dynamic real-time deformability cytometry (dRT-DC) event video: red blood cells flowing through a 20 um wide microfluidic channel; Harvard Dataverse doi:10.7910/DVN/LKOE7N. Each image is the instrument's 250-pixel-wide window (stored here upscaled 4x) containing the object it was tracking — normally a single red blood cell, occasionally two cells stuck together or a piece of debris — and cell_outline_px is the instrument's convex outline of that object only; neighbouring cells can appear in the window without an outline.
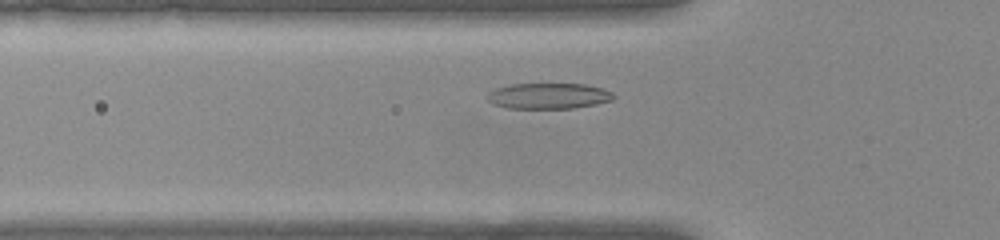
{"species": "common noctule bat (a hibernating species)", "species_latin": "Nyctalus noctula", "temperature_condition": "warm", "stored_images_in_passage": 37, "camera_frame_rate_fps": 3000, "um_per_image_px": 0.085, "animal": {"sex": "female", "body_mass_g": 22.0, "forearm_length_mm": 56.7}, "frame": {"image": 1, "passage_image": 7, "time_ms": 2.0, "image_size_px": [1000, 240], "cell_outline_px": [[616, 96], [612, 100], [596, 104], [572, 108], [504, 108], [492, 104], [484, 96], [488, 92], [496, 88], [508, 84], [584, 84], [600, 88], [612, 92]], "centroid_in_image_um": [46.56, 8.15], "position_along_channel_um": 79.2, "area_um2": 19.07}}
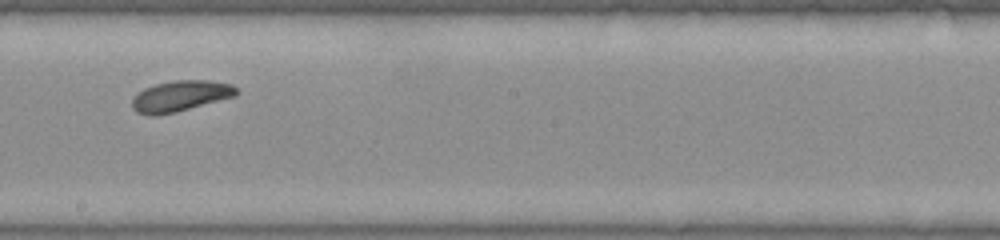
{"frame": {"image": 2, "passage_image": 19, "time_ms": 6.0, "image_size_px": [1000, 240], "cell_outline_px": [[240, 92], [236, 96], [176, 112], [156, 116], [148, 116], [136, 112], [132, 108], [132, 96], [136, 92], [144, 88], [156, 84], [176, 80], [208, 80], [232, 84]], "centroid_in_image_um": [15.31, 8.17], "position_along_channel_um": 232.9, "area_um2": 19.02}}
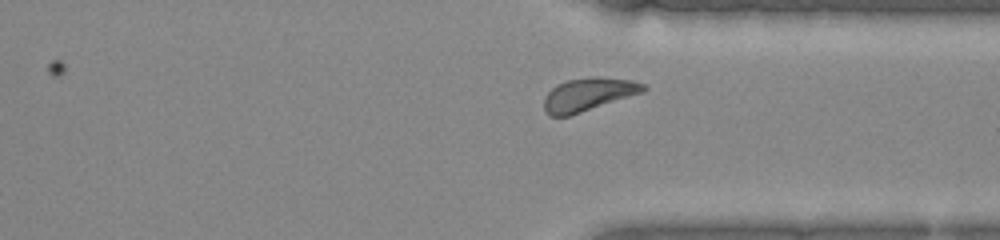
{"frame": {"image": 3, "passage_image": 29, "time_ms": 9.333, "image_size_px": [1000, 240], "cell_outline_px": [[648, 88], [644, 92], [568, 116], [548, 116], [544, 112], [544, 100], [548, 92], [556, 84], [568, 80], [592, 76], [600, 76], [632, 80], [644, 84]], "centroid_in_image_um": [50.01, 8.01], "position_along_channel_um": 361.4, "area_um2": 19.25}, "authors_computed_cell_mechanics": {"area_um2": 18.7272, "velocity_mm_per_s": 3.8463, "shape_relaxation_time_tau1_ms": 1.8632, "shape_relaxation_time_tau2_ms": 5.2988, "deformation_change_tau1": 0.105, "deformation_change_tau2": 0.1093}}